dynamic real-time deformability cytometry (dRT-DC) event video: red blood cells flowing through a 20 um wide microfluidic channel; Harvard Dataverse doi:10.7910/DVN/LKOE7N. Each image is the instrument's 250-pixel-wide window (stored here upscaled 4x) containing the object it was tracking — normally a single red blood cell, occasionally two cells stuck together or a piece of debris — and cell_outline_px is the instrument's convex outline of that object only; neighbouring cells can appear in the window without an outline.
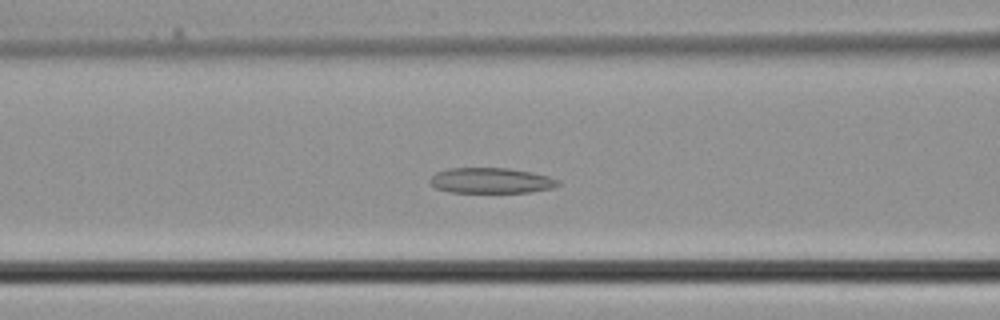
{"species": "common noctule bat (a hibernating species)", "species_latin": "Nyctalus noctula", "temperature_condition": "cold", "stored_images_in_passage": 31, "camera_frame_rate_fps": 3000, "um_per_image_px": 0.085, "animal": {"sex": "male", "body_mass_g": 21.5, "forearm_length_mm": 52.0}, "frame": {"image": 1, "passage_image": 15, "time_ms": 4.667, "image_size_px": [1000, 320], "cell_outline_px": [[560, 184], [552, 188], [528, 192], [448, 192], [436, 188], [432, 184], [432, 176], [436, 172], [448, 168], [508, 168], [532, 172], [548, 176], [560, 180]], "centroid_in_image_um": [41.76, 15.34], "position_along_channel_um": 124.8, "area_um2": 18.9}}
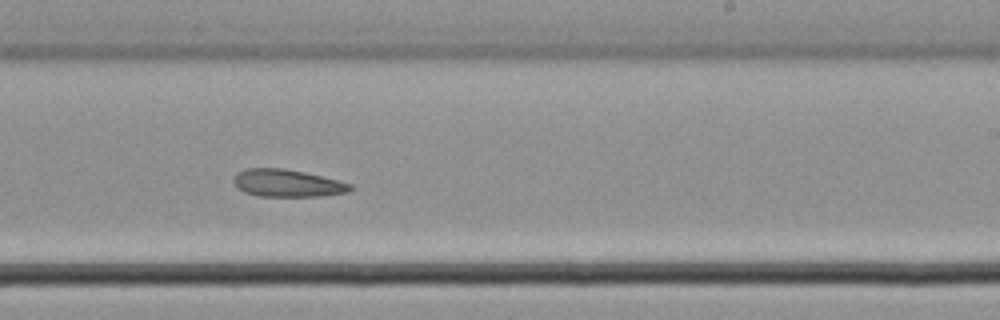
{"frame": {"image": 2, "passage_image": 23, "time_ms": 7.333, "image_size_px": [1000, 320], "cell_outline_px": [[352, 188], [348, 192], [320, 196], [260, 196], [244, 192], [236, 188], [232, 180], [236, 172], [248, 168], [284, 168], [304, 172], [352, 184]], "centroid_in_image_um": [24.36, 15.57], "position_along_channel_um": 264.6, "area_um2": 18.61}}
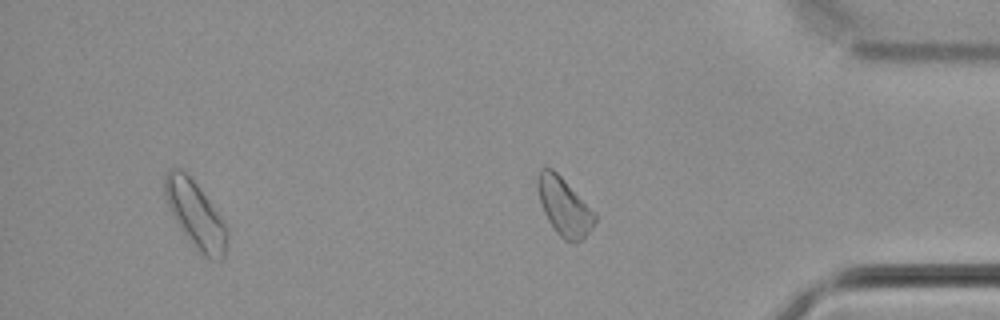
{"frame": {"image": 3, "passage_image": 31, "time_ms": 10.0, "image_size_px": [1000, 320], "cell_outline_px": [[596, 220], [592, 228], [576, 244], [564, 240], [556, 232], [548, 220], [544, 212], [540, 200], [536, 184], [536, 176], [540, 168], [552, 168], [596, 212]], "centroid_in_image_um": [47.95, 17.56], "position_along_channel_um": 387.3, "area_um2": 19.25}}